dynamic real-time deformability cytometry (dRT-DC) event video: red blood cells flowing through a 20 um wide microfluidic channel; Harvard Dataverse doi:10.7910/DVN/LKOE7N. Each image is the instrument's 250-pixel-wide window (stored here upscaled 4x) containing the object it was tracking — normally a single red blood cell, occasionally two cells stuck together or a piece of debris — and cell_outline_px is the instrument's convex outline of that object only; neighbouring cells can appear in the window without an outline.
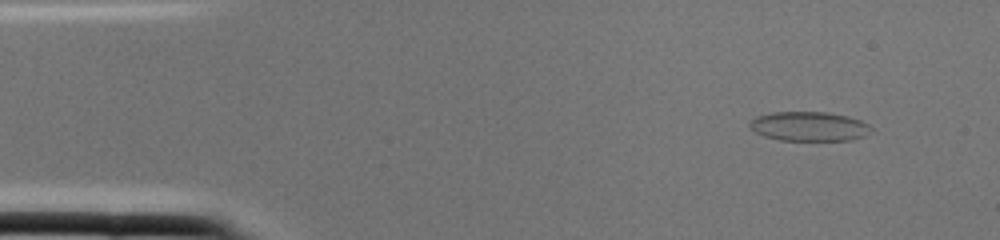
{"species": "common noctule bat (a hibernating species)", "species_latin": "Nyctalus noctula", "temperature_condition": "cold", "stored_images_in_passage": 1, "camera_frame_rate_fps": 3000, "um_per_image_px": 0.085, "animal": {"sex": "female", "body_mass_g": 22.0, "forearm_length_mm": 56.7}, "frame": {"image": 1, "passage_image": 1, "time_ms": 0.0, "image_size_px": [1000, 240], "cell_outline_px": [[872, 128], [864, 136], [852, 140], [780, 140], [764, 136], [748, 128], [748, 124], [756, 116], [772, 112], [828, 112], [848, 116], [860, 120], [868, 124]], "centroid_in_image_um": [68.75, 10.74], "position_along_channel_um": 16.3, "area_um2": 20.81}}